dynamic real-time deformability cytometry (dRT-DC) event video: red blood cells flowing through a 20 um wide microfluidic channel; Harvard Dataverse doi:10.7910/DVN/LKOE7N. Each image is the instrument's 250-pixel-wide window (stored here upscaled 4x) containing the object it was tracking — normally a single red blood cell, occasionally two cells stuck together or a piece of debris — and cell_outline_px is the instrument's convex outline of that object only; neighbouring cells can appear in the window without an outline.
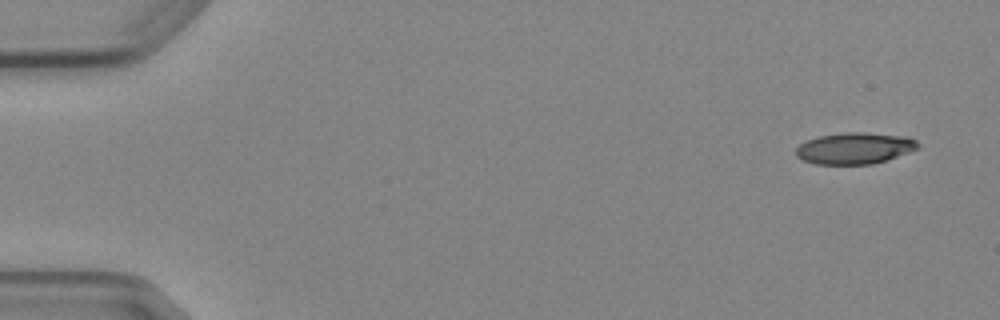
{"species": "Egyptian fruit bat (a non-hibernating species)", "species_latin": "Rousettus aegyptiacus", "temperature_condition": "cold", "stored_images_in_passage": 6, "camera_frame_rate_fps": 3000, "um_per_image_px": 0.085, "animal": {"sex": "female"}, "frame": {"image": 1, "passage_image": 1, "time_ms": 0.0, "image_size_px": [1000, 320], "cell_outline_px": [[920, 148], [872, 164], [816, 164], [804, 160], [796, 156], [796, 148], [804, 140], [820, 136], [844, 132], [864, 132], [908, 136], [916, 140], [920, 144]], "centroid_in_image_um": [72.65, 12.58], "position_along_channel_um": 12.4, "area_um2": 22.37}}
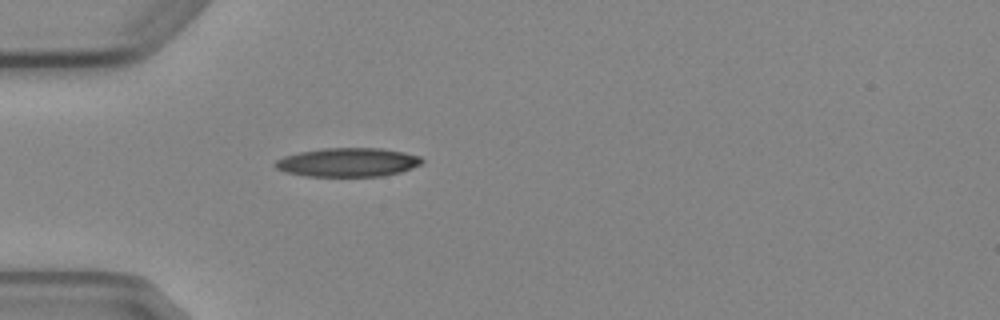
{"frame": {"image": 2, "passage_image": 4, "time_ms": 4.333, "image_size_px": [1000, 320], "cell_outline_px": [[424, 160], [420, 164], [412, 168], [400, 172], [384, 176], [304, 176], [284, 172], [276, 168], [272, 164], [276, 160], [284, 156], [300, 152], [324, 148], [380, 148], [404, 152], [420, 156]], "centroid_in_image_um": [29.55, 13.8], "position_along_channel_um": 55.5, "area_um2": 24.74}}
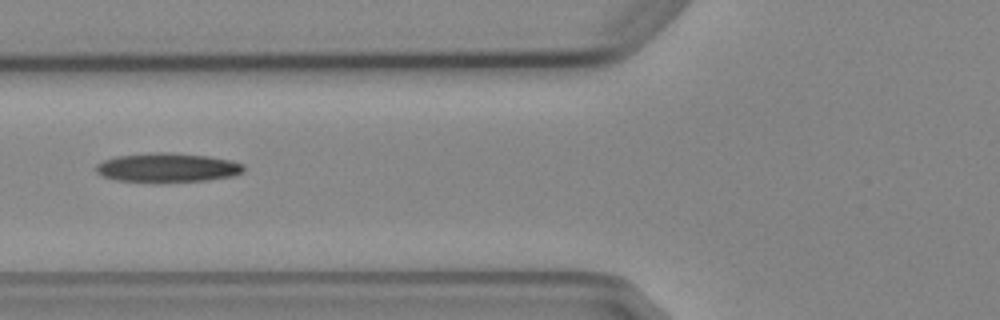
{"frame": {"image": 3, "passage_image": 6, "time_ms": 6.0, "image_size_px": [1000, 320], "cell_outline_px": [[244, 172], [232, 176], [204, 180], [116, 180], [100, 176], [96, 172], [96, 164], [104, 160], [116, 156], [156, 152], [172, 152], [208, 156], [232, 160], [244, 164]], "centroid_in_image_um": [14.24, 14.21], "position_along_channel_um": 111.6, "area_um2": 24.51}}